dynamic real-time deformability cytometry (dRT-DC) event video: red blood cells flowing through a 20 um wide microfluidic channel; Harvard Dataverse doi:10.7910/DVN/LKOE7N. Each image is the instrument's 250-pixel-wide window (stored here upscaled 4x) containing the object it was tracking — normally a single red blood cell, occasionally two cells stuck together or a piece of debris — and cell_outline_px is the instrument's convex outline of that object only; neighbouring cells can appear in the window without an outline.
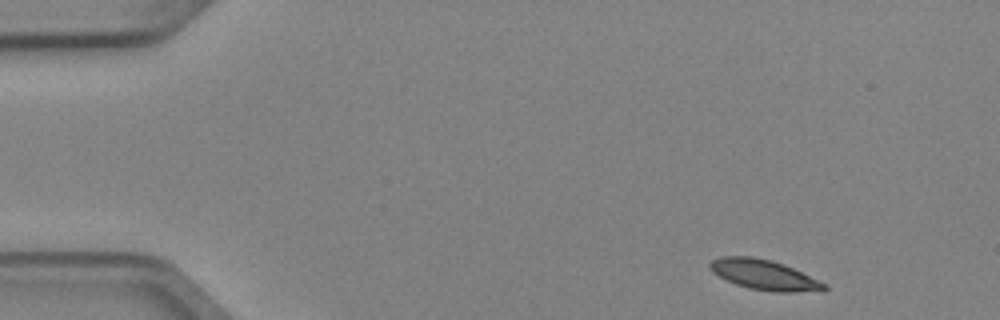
{"species": "Egyptian fruit bat (a non-hibernating species)", "species_latin": "Rousettus aegyptiacus", "temperature_condition": "cold", "stored_images_in_passage": 7, "camera_frame_rate_fps": 3000, "um_per_image_px": 0.085, "animal": {"sex": "female"}, "frame": {"image": 1, "passage_image": 1, "time_ms": 0.0, "image_size_px": [1000, 320], "cell_outline_px": [[828, 288], [824, 292], [776, 292], [748, 288], [736, 284], [712, 272], [708, 268], [708, 264], [712, 260], [720, 256], [752, 256], [772, 260], [792, 268], [824, 284]], "centroid_in_image_um": [64.92, 23.36], "position_along_channel_um": 20.1, "area_um2": 19.94}}
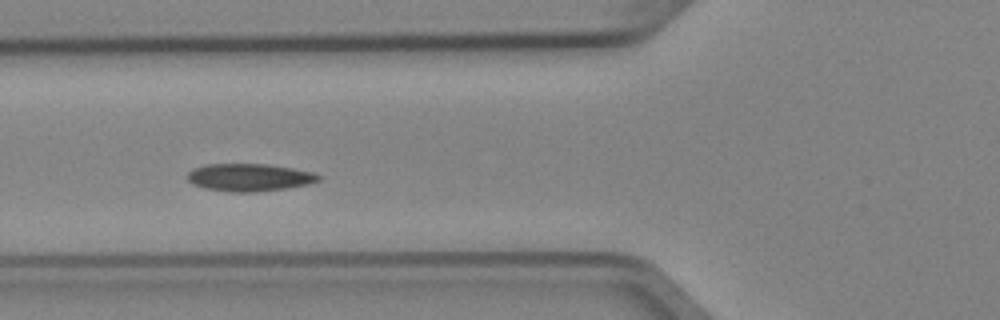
{"frame": {"image": 2, "passage_image": 5, "time_ms": 1.333, "image_size_px": [1000, 320], "cell_outline_px": [[320, 180], [308, 184], [284, 188], [256, 192], [228, 192], [204, 188], [192, 184], [188, 180], [188, 172], [192, 168], [204, 164], [268, 164], [292, 168], [312, 172], [320, 176]], "centroid_in_image_um": [21.14, 15.07], "position_along_channel_um": 104.7, "area_um2": 21.1}}
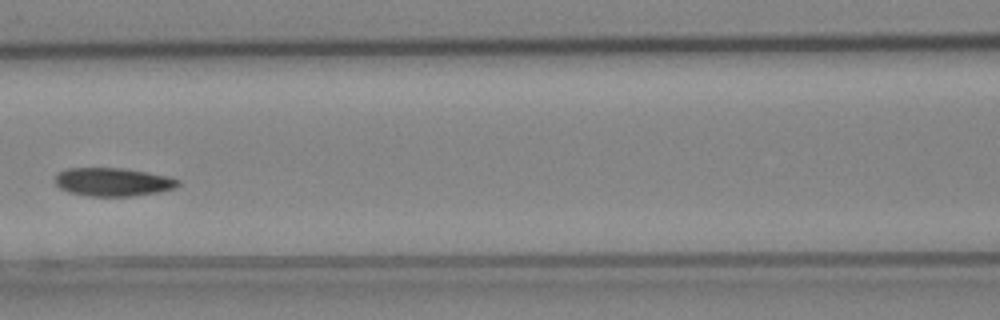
{"frame": {"image": 3, "passage_image": 6, "time_ms": 1.667, "image_size_px": [1000, 320], "cell_outline_px": [[180, 184], [176, 188], [160, 192], [132, 196], [88, 196], [68, 192], [60, 188], [56, 184], [56, 176], [60, 172], [68, 168], [120, 168], [168, 176], [180, 180]], "centroid_in_image_um": [9.63, 15.48], "position_along_channel_um": 157.0, "area_um2": 20.23}}